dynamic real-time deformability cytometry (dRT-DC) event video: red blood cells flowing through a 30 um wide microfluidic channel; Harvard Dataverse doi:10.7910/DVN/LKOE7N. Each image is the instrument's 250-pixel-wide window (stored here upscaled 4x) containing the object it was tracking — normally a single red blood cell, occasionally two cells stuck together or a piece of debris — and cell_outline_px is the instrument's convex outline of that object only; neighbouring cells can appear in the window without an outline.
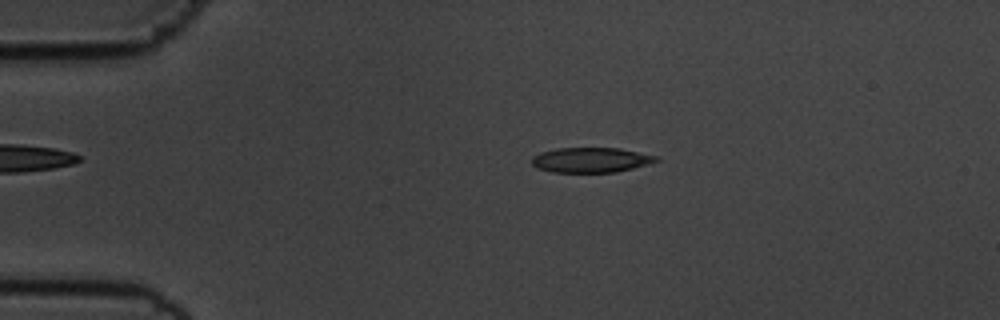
{"species": "common noctule bat (a hibernating species)", "species_latin": "Nyctalus noctula", "temperature_condition": "cold", "stored_images_in_passage": 55, "camera_frame_rate_fps": 3000, "um_per_image_px": 0.085, "animal": {"sex": "male", "body_mass_g": 19.5, "forearm_length_mm": 54.6}, "frame": {"image": 1, "passage_image": 11, "time_ms": 3.333, "image_size_px": [1000, 320], "cell_outline_px": [[660, 160], [648, 164], [616, 172], [552, 172], [536, 168], [532, 164], [532, 156], [540, 152], [556, 148], [620, 148], [656, 156]], "centroid_in_image_um": [50.19, 13.59], "position_along_channel_um": 34.8, "area_um2": 18.09}}
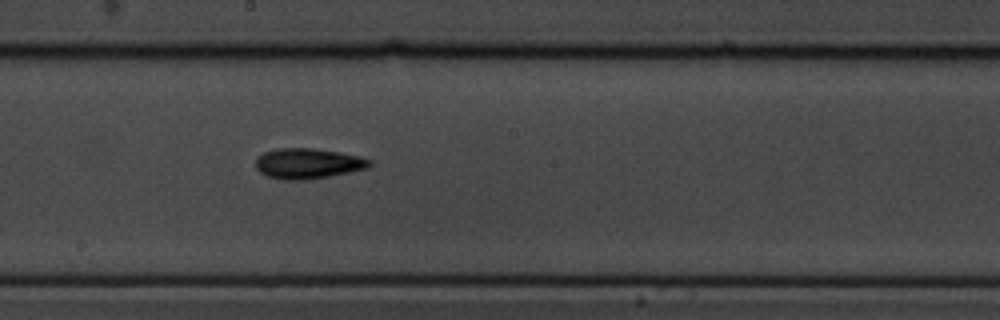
{"frame": {"image": 2, "passage_image": 30, "time_ms": 9.667, "image_size_px": [1000, 320], "cell_outline_px": [[372, 164], [368, 168], [328, 176], [304, 180], [284, 180], [268, 176], [260, 172], [256, 168], [256, 156], [264, 152], [276, 148], [312, 148], [340, 152], [360, 156], [372, 160]], "centroid_in_image_um": [26.16, 13.88], "position_along_channel_um": 222.0, "area_um2": 20.23}}
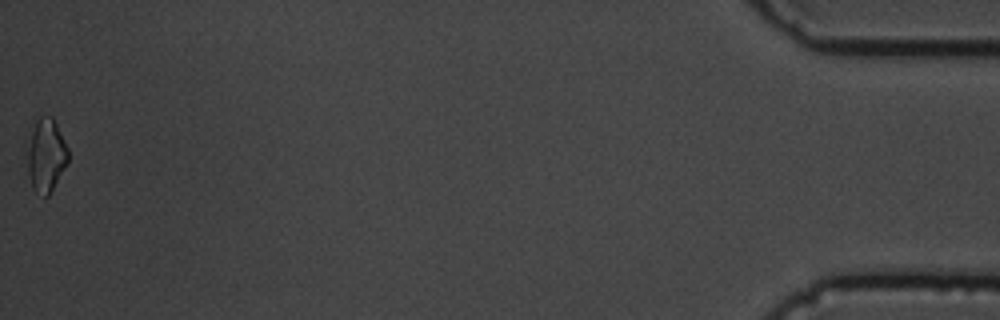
{"frame": {"image": 3, "passage_image": 55, "time_ms": 18.0, "image_size_px": [1000, 320], "cell_outline_px": [[68, 164], [48, 196], [44, 196], [36, 192], [32, 188], [28, 172], [24, 140], [32, 116], [52, 116], [68, 148]], "centroid_in_image_um": [3.82, 13.08], "position_along_channel_um": 431.4, "area_um2": 18.67}, "authors_computed_cell_mechanics": {"area_um2": 18.0914, "velocity_mm_per_s": 3.6251, "shape_relaxation_time_tau1_ms": 4.2752, "shape_relaxation_time_tau2_ms": null, "deformation_change_tau1": 0.0995, "deformation_change_tau2": null}}